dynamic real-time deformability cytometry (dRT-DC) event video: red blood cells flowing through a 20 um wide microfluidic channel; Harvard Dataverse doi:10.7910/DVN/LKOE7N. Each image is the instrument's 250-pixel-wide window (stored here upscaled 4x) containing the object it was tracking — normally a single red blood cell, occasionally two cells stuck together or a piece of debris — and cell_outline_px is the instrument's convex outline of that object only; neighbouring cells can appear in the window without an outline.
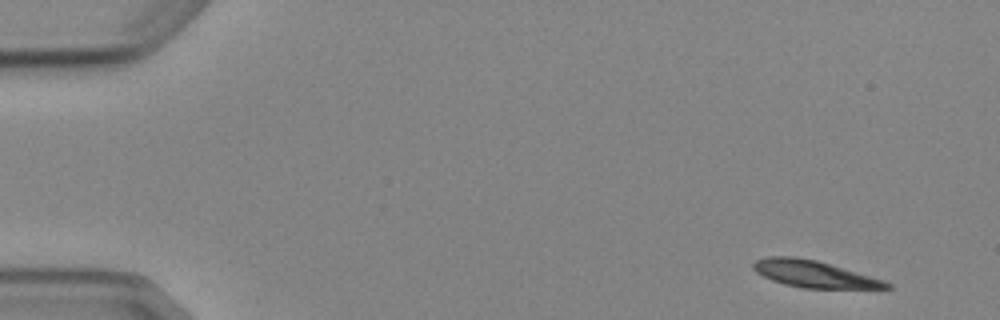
{"species": "Egyptian fruit bat (a non-hibernating species)", "species_latin": "Rousettus aegyptiacus", "temperature_condition": "cold", "stored_images_in_passage": 5, "camera_frame_rate_fps": 3000, "um_per_image_px": 0.085, "animal": {"sex": "female"}, "frame": {"image": 1, "passage_image": 1, "time_ms": 0.0, "image_size_px": [1000, 320], "cell_outline_px": [[892, 288], [804, 288], [784, 284], [772, 280], [756, 272], [752, 268], [752, 264], [756, 260], [768, 256], [796, 256], [816, 260], [884, 280], [892, 284]], "centroid_in_image_um": [69.16, 23.28], "position_along_channel_um": 15.8, "area_um2": 20.63}}
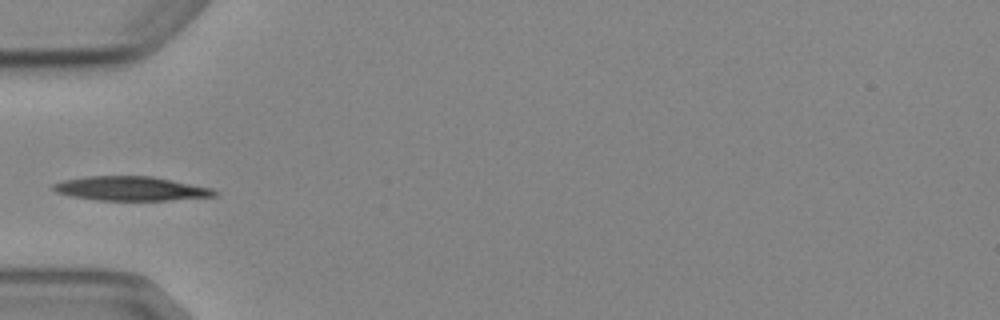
{"frame": {"image": 2, "passage_image": 4, "time_ms": 4.667, "image_size_px": [1000, 320], "cell_outline_px": [[220, 192], [216, 196], [168, 200], [96, 200], [72, 196], [56, 192], [52, 188], [52, 184], [64, 180], [84, 176], [152, 176], [212, 188]], "centroid_in_image_um": [11.13, 16.02], "position_along_channel_um": 73.9, "area_um2": 22.72}}
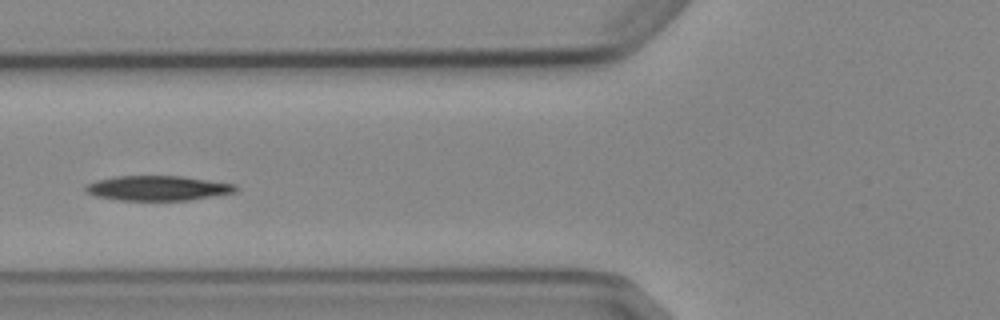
{"frame": {"image": 3, "passage_image": 5, "time_ms": 5.667, "image_size_px": [1000, 320], "cell_outline_px": [[240, 188], [236, 192], [188, 200], [120, 200], [96, 196], [84, 192], [84, 188], [88, 184], [96, 180], [116, 176], [184, 176], [236, 184]], "centroid_in_image_um": [13.43, 15.98], "position_along_channel_um": 112.4, "area_um2": 21.79}}